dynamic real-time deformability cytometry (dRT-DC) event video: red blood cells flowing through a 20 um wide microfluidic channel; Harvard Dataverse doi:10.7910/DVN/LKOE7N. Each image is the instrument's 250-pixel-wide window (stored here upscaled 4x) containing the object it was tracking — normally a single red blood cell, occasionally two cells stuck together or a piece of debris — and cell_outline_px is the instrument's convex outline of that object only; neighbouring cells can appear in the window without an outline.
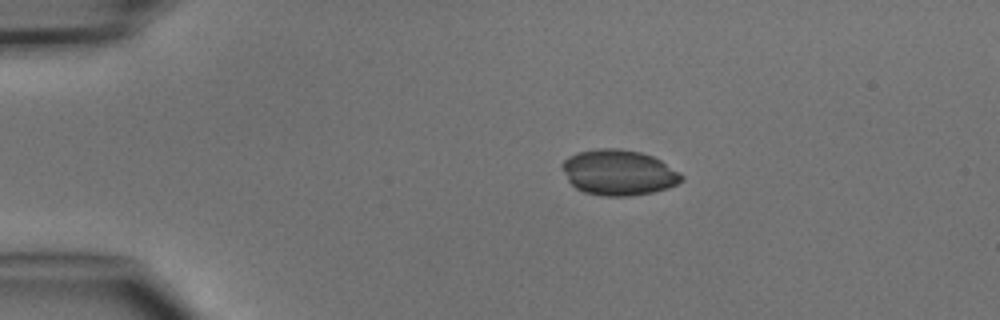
{"species": "common noctule bat (a hibernating species)", "species_latin": "Nyctalus noctula", "temperature_condition": "cold", "stored_images_in_passage": 3, "camera_frame_rate_fps": 3000, "um_per_image_px": 0.085, "animal": {"sex": "male", "body_mass_g": 15.6}, "frame": {"image": 1, "passage_image": 1, "time_ms": 0.0, "image_size_px": [1000, 320], "cell_outline_px": [[684, 180], [668, 188], [652, 192], [628, 196], [604, 196], [584, 192], [576, 188], [568, 180], [560, 168], [560, 164], [568, 156], [580, 152], [596, 148], [620, 148], [640, 152], [652, 156], [660, 160], [680, 172], [684, 176]], "centroid_in_image_um": [52.57, 14.66], "position_along_channel_um": 32.4, "area_um2": 31.79}}